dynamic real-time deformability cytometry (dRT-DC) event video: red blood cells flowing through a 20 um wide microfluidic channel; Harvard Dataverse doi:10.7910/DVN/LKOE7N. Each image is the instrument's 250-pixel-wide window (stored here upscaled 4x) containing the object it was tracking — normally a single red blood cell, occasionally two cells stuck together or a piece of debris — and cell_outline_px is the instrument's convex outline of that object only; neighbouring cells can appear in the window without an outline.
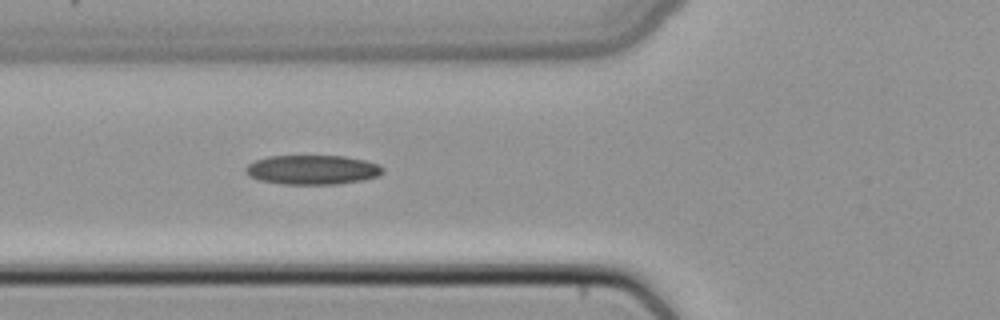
{"species": "common noctule bat (a hibernating species)", "species_latin": "Nyctalus noctula", "temperature_condition": "cold", "stored_images_in_passage": 5, "camera_frame_rate_fps": 3000, "um_per_image_px": 0.085, "animal": {"sex": "female", "body_mass_g": 22.7, "forearm_length_mm": 54.2}, "frame": {"image": 1, "passage_image": 5, "time_ms": 1.333, "image_size_px": [1000, 320], "cell_outline_px": [[384, 172], [380, 176], [364, 180], [336, 184], [284, 184], [260, 180], [248, 176], [244, 172], [244, 168], [248, 164], [256, 160], [268, 156], [344, 156], [364, 160], [380, 164], [384, 168]], "centroid_in_image_um": [26.57, 14.43], "position_along_channel_um": 99.2, "area_um2": 23.7}}